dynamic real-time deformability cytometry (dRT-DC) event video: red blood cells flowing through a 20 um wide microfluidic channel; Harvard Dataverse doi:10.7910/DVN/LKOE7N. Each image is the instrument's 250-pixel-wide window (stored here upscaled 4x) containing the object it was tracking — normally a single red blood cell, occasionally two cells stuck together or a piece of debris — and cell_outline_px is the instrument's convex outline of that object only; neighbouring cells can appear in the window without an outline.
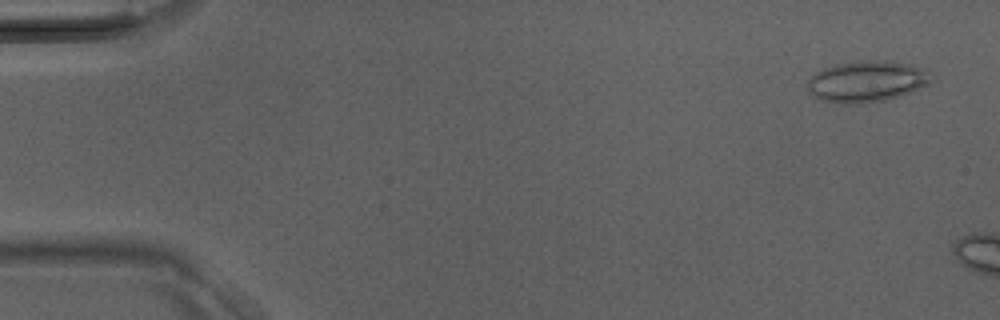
{"species": "Egyptian fruit bat (a non-hibernating species)", "species_latin": "Rousettus aegyptiacus", "temperature_condition": "room temperature", "stored_images_in_passage": 6, "camera_frame_rate_fps": 3000, "um_per_image_px": 0.085, "animal": {"sex": "male"}, "frame": {"image": 1, "passage_image": 2, "time_ms": 0.333, "image_size_px": [1000, 320], "cell_outline_px": [[928, 84], [900, 96], [884, 100], [860, 104], [836, 104], [820, 100], [808, 92], [808, 80], [816, 72], [824, 68], [836, 64], [860, 60], [876, 60], [912, 64], [920, 68], [928, 80]], "centroid_in_image_um": [73.55, 6.94], "position_along_channel_um": 11.4, "area_um2": 29.3}}